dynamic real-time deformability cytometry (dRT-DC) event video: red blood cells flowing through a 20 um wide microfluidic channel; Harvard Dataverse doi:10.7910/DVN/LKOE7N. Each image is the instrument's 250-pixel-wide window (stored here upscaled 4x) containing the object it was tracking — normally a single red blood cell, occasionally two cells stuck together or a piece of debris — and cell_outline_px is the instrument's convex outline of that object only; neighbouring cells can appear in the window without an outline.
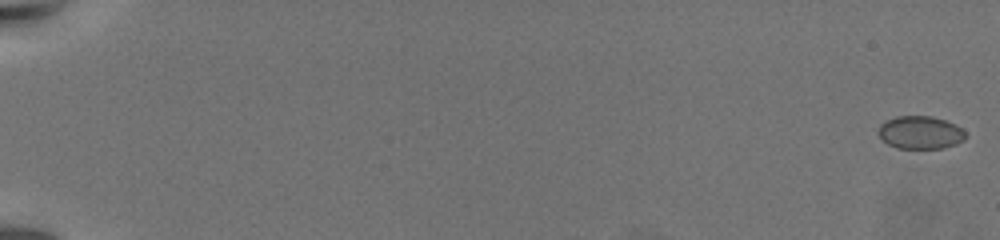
{"species": "common noctule bat (a hibernating species)", "species_latin": "Nyctalus noctula", "temperature_condition": "warm", "stored_images_in_passage": 10, "camera_frame_rate_fps": 3000, "um_per_image_px": 0.085, "animal": {"sex": "female", "body_mass_g": 19.5, "forearm_length_mm": 54.1}, "frame": {"image": 1, "passage_image": 1, "time_ms": 0.0, "image_size_px": [1000, 240], "cell_outline_px": [[968, 136], [964, 140], [956, 144], [944, 148], [896, 148], [888, 144], [876, 132], [880, 124], [896, 116], [932, 116], [956, 124]], "centroid_in_image_um": [78.23, 11.26], "position_along_channel_um": 6.8, "area_um2": 16.76}}
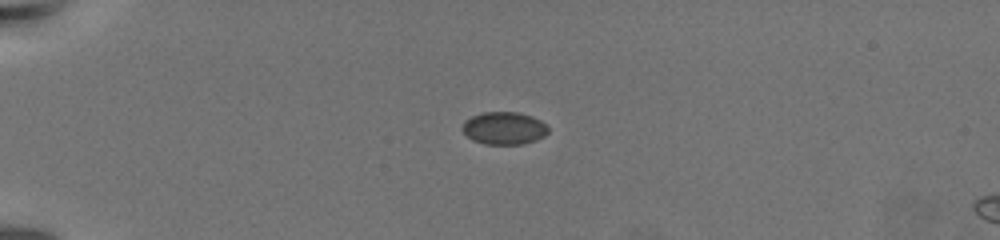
{"frame": {"image": 2, "passage_image": 8, "time_ms": 6.333, "image_size_px": [1000, 240], "cell_outline_px": [[548, 132], [544, 136], [536, 140], [524, 144], [484, 144], [472, 140], [460, 128], [464, 120], [472, 116], [484, 112], [516, 112], [532, 116], [548, 124]], "centroid_in_image_um": [42.85, 10.89], "position_along_channel_um": 42.2, "area_um2": 16.47}}